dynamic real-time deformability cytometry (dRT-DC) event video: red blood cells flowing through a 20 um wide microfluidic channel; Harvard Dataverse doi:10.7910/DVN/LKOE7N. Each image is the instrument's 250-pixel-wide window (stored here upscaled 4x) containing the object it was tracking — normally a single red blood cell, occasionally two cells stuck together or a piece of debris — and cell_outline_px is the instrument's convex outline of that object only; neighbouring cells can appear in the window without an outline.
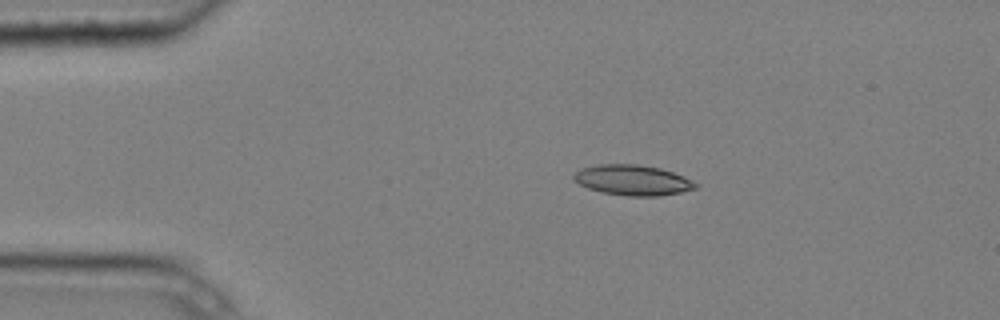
{"species": "common noctule bat (a hibernating species)", "species_latin": "Nyctalus noctula", "temperature_condition": "cold", "stored_images_in_passage": 5, "camera_frame_rate_fps": 3000, "um_per_image_px": 0.085, "animal": {"sex": "male", "body_mass_g": 20.4}, "frame": {"image": 1, "passage_image": 1, "time_ms": 0.0, "image_size_px": [1000, 320], "cell_outline_px": [[700, 184], [696, 188], [680, 192], [660, 196], [628, 196], [600, 192], [588, 188], [580, 184], [572, 176], [580, 168], [600, 164], [636, 164], [660, 168], [684, 176]], "centroid_in_image_um": [53.8, 15.31], "position_along_channel_um": 31.2, "area_um2": 21.56}}
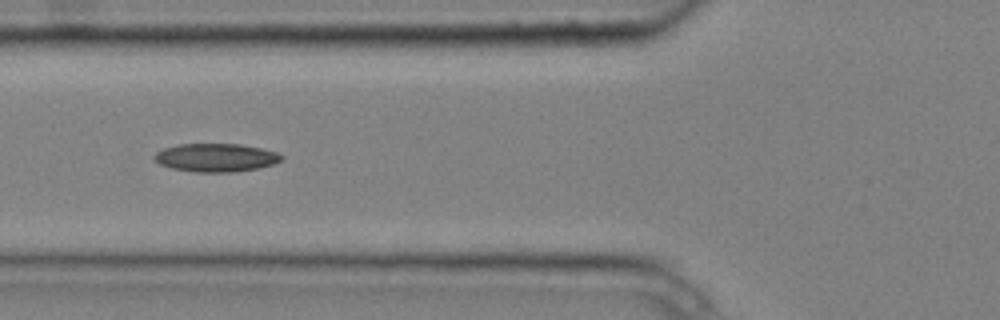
{"frame": {"image": 2, "passage_image": 4, "time_ms": 1.0, "image_size_px": [1000, 320], "cell_outline_px": [[284, 156], [280, 160], [272, 164], [260, 168], [236, 172], [196, 172], [172, 168], [160, 164], [152, 156], [156, 152], [164, 148], [176, 144], [240, 144], [260, 148], [276, 152]], "centroid_in_image_um": [18.34, 13.4], "position_along_channel_um": 107.5, "area_um2": 20.92}}
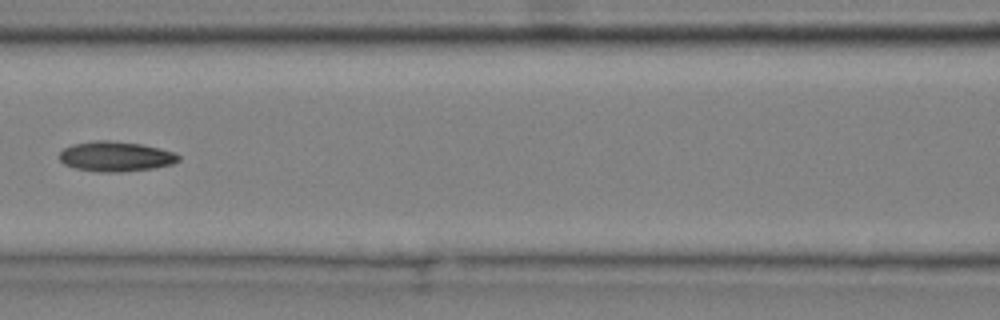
{"frame": {"image": 3, "passage_image": 5, "time_ms": 1.333, "image_size_px": [1000, 320], "cell_outline_px": [[180, 160], [172, 164], [152, 168], [120, 172], [96, 172], [76, 168], [64, 164], [56, 156], [64, 148], [72, 144], [96, 140], [108, 140], [140, 144], [160, 148], [176, 152], [180, 156]], "centroid_in_image_um": [9.82, 13.29], "position_along_channel_um": 156.8, "area_um2": 20.98}}